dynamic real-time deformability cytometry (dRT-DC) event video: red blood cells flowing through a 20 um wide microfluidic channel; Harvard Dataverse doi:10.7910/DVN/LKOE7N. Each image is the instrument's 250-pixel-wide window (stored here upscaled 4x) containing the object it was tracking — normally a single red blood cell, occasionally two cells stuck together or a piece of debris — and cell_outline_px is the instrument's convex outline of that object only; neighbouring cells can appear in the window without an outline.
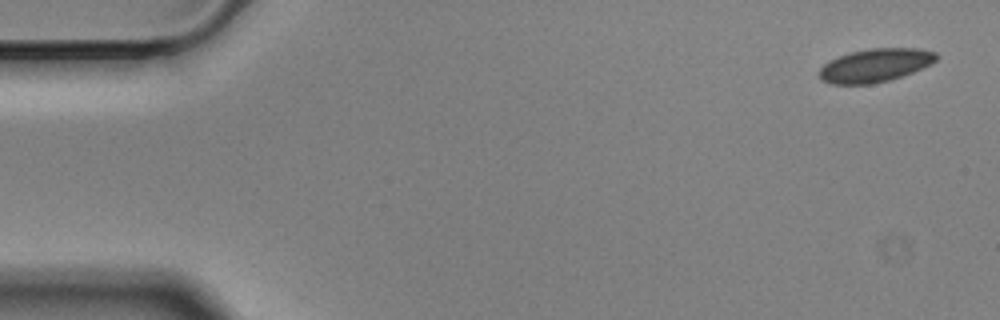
{"species": "Egyptian fruit bat (a non-hibernating species)", "species_latin": "Rousettus aegyptiacus", "temperature_condition": "cold", "stored_images_in_passage": 56, "camera_frame_rate_fps": 3000, "um_per_image_px": 0.085, "animal": {"sex": "male"}, "frame": {"image": 1, "passage_image": 1, "time_ms": 0.0, "image_size_px": [1000, 320], "cell_outline_px": [[936, 60], [912, 72], [888, 80], [872, 84], [832, 84], [824, 80], [820, 76], [820, 68], [824, 64], [840, 56], [852, 52], [868, 48], [916, 48], [936, 52]], "centroid_in_image_um": [74.38, 5.55], "position_along_channel_um": 10.6, "area_um2": 22.2}}
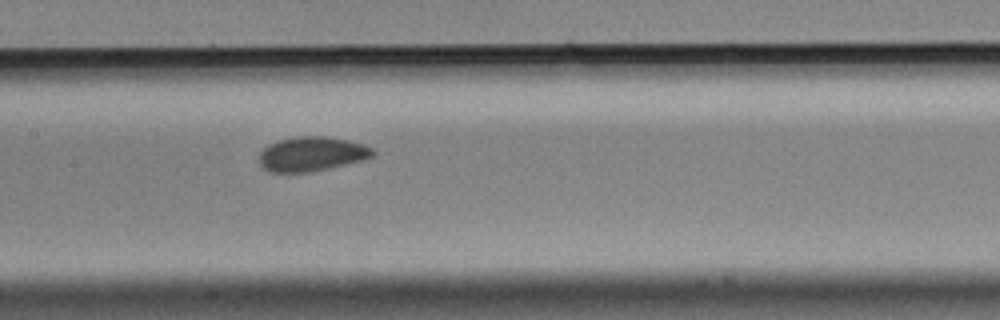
{"frame": {"image": 2, "passage_image": 26, "time_ms": 8.333, "image_size_px": [1000, 320], "cell_outline_px": [[376, 156], [364, 160], [328, 168], [308, 172], [268, 172], [260, 164], [260, 152], [268, 144], [280, 140], [296, 136], [324, 136], [348, 140], [364, 144], [372, 148], [376, 152]], "centroid_in_image_um": [26.53, 13.08], "position_along_channel_um": 180.9, "area_um2": 22.89}}
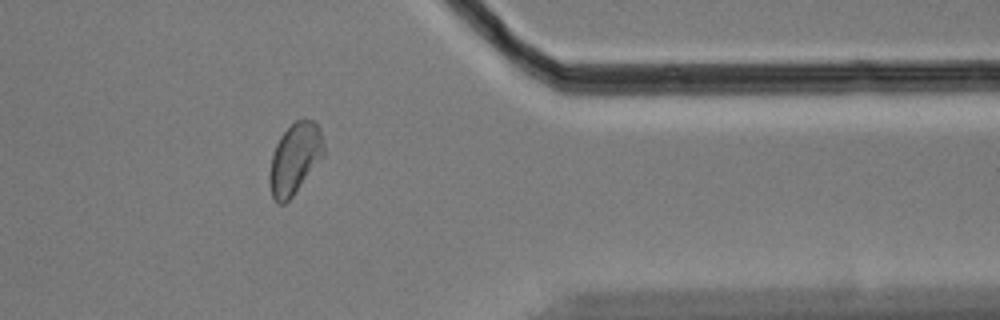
{"frame": {"image": 3, "passage_image": 45, "time_ms": 14.667, "image_size_px": [1000, 320], "cell_outline_px": [[324, 156], [292, 196], [284, 204], [280, 204], [272, 196], [268, 180], [272, 152], [280, 136], [296, 120], [312, 120], [320, 128], [324, 144]], "centroid_in_image_um": [25.05, 13.48], "position_along_channel_um": 386.3, "area_um2": 22.25}, "authors_computed_cell_mechanics": {"area_um2": 22.9466, "velocity_mm_per_s": 3.4989, "shape_relaxation_time_tau1_ms": 7.3355, "shape_relaxation_time_tau2_ms": 3.7077, "deformation_change_tau1": 0.0823, "deformation_change_tau2": 0.0444}}